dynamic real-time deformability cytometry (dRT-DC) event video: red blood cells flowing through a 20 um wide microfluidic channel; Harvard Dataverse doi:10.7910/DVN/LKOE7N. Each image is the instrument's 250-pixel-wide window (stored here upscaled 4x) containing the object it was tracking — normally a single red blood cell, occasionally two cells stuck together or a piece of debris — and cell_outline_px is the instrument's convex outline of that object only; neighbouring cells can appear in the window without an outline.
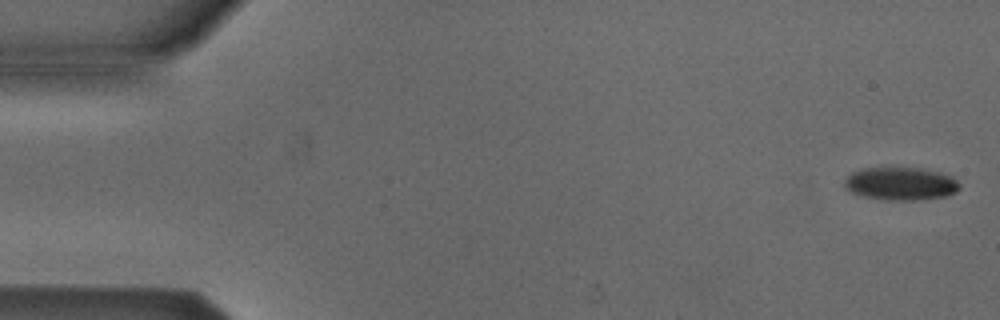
{"species": "Egyptian fruit bat (a non-hibernating species)", "species_latin": "Rousettus aegyptiacus", "temperature_condition": "cold", "stored_images_in_passage": 5, "camera_frame_rate_fps": 3000, "um_per_image_px": 0.085, "animal": {"sex": "male"}, "frame": {"image": 1, "passage_image": 1, "time_ms": 0.0, "image_size_px": [1000, 320], "cell_outline_px": [[960, 188], [956, 192], [948, 196], [920, 200], [884, 200], [864, 196], [852, 192], [844, 184], [844, 180], [852, 172], [864, 168], [916, 168], [936, 172], [952, 176], [960, 184]], "centroid_in_image_um": [76.59, 15.63], "position_along_channel_um": 8.4, "area_um2": 21.96}}
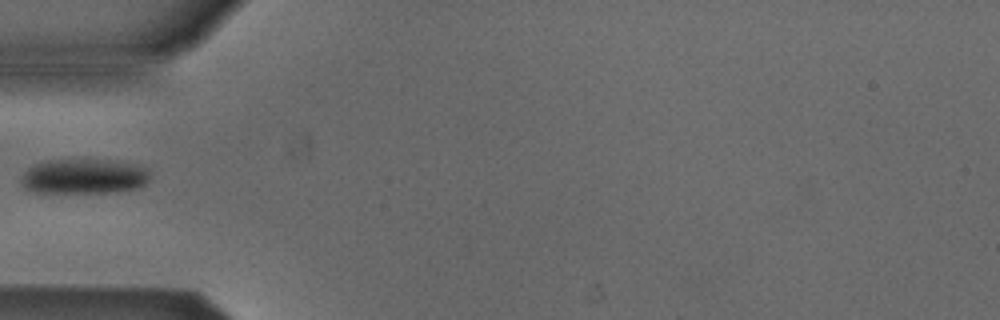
{"frame": {"image": 2, "passage_image": 5, "time_ms": 1.333, "image_size_px": [1000, 320], "cell_outline_px": [[148, 180], [140, 188], [116, 192], [32, 192], [24, 188], [20, 180], [24, 172], [28, 168], [36, 164], [48, 160], [112, 160], [132, 164], [148, 168]], "centroid_in_image_um": [7.13, 15.0], "position_along_channel_um": 77.9, "area_um2": 26.18}}